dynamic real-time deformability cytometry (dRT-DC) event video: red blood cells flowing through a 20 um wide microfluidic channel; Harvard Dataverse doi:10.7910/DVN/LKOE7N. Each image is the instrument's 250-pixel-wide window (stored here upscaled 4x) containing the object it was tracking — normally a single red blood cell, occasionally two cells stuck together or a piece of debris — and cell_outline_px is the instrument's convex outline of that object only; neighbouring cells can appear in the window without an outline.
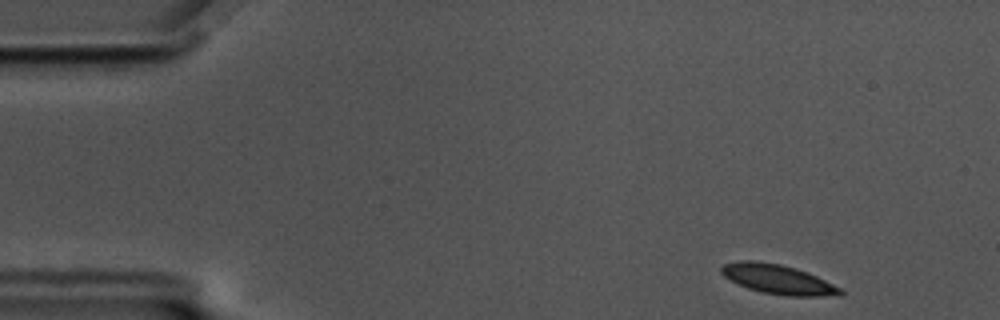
{"species": "common noctule bat (a hibernating species)", "species_latin": "Nyctalus noctula", "temperature_condition": "cold", "stored_images_in_passage": 54, "camera_frame_rate_fps": 3000, "um_per_image_px": 0.085, "animal": {"sex": "male", "body_mass_g": 17.5, "forearm_length_mm": 52.3}, "frame": {"image": 1, "passage_image": 2, "time_ms": 0.333, "image_size_px": [1000, 320], "cell_outline_px": [[844, 292], [840, 296], [788, 296], [760, 292], [748, 288], [724, 276], [720, 272], [720, 268], [724, 264], [740, 260], [756, 260], [780, 264], [808, 272], [840, 288]], "centroid_in_image_um": [66.12, 23.74], "position_along_channel_um": 18.9, "area_um2": 20.35}}
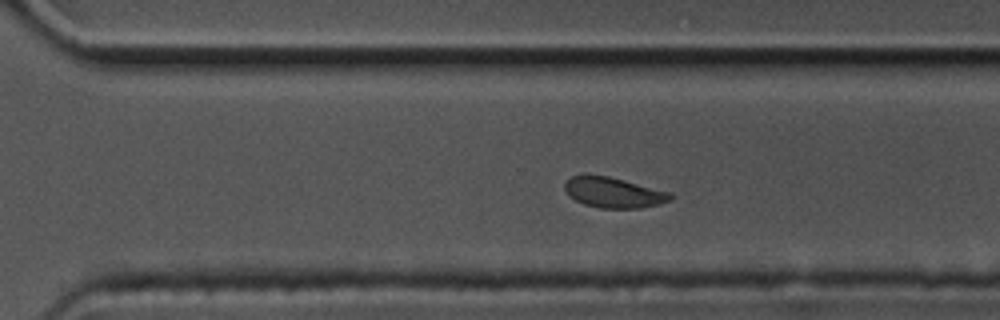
{"frame": {"image": 2, "passage_image": 36, "time_ms": 11.667, "image_size_px": [1000, 320], "cell_outline_px": [[676, 196], [672, 200], [660, 204], [640, 208], [600, 208], [584, 204], [568, 196], [564, 188], [564, 184], [572, 176], [608, 176], [672, 192]], "centroid_in_image_um": [52.22, 16.38], "position_along_channel_um": 318.4, "area_um2": 18.73}}
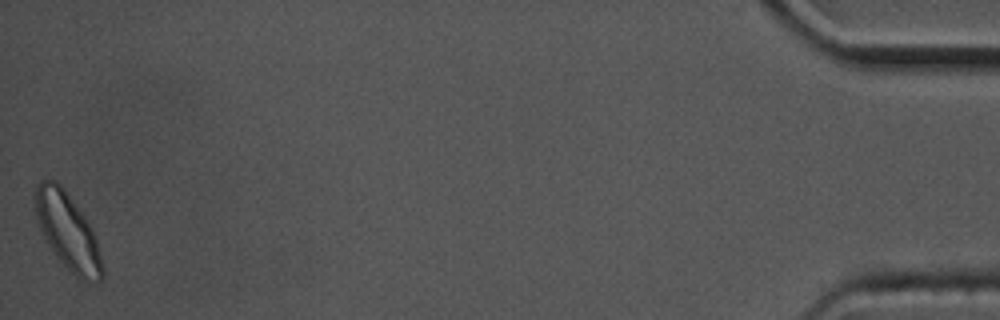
{"frame": {"image": 3, "passage_image": 54, "time_ms": 17.667, "image_size_px": [1000, 320], "cell_outline_px": [[104, 276], [96, 284], [92, 284], [76, 276], [56, 256], [44, 240], [36, 216], [32, 196], [36, 184], [40, 180], [56, 180], [64, 188], [84, 216], [92, 228], [96, 240], [104, 268]], "centroid_in_image_um": [5.73, 19.65], "position_along_channel_um": 429.5, "area_um2": 30.17}, "authors_computed_cell_mechanics": {"area_um2": 20.4323, "velocity_mm_per_s": 3.4445, "shape_relaxation_time_tau1_ms": 5.7405, "shape_relaxation_time_tau2_ms": 2.3403, "deformation_change_tau1": 0.1118, "deformation_change_tau2": 0.041}}